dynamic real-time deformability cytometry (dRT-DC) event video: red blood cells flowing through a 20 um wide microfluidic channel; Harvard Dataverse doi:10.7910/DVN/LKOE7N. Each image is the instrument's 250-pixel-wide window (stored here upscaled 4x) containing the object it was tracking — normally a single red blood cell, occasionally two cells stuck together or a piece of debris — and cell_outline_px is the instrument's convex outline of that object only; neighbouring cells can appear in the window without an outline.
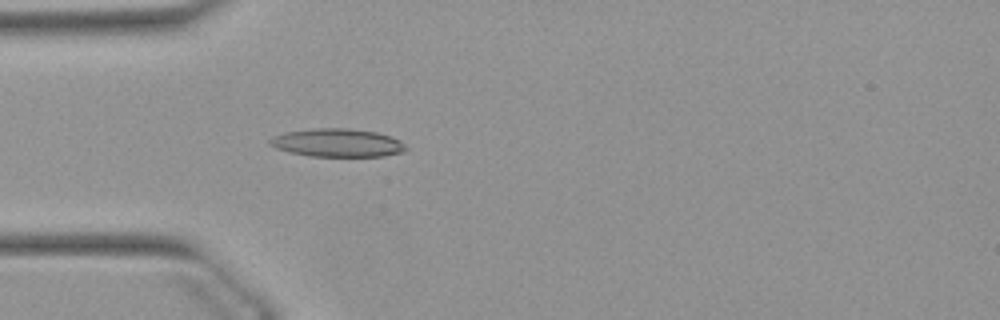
{"species": "Egyptian fruit bat (a non-hibernating species)", "species_latin": "Rousettus aegyptiacus", "temperature_condition": "warm", "stored_images_in_passage": 52, "camera_frame_rate_fps": 3000, "um_per_image_px": 0.085, "animal": {"sex": "female"}, "frame": {"image": 1, "passage_image": 15, "time_ms": 4.667, "image_size_px": [1000, 320], "cell_outline_px": [[408, 148], [404, 152], [384, 156], [308, 156], [288, 152], [276, 148], [268, 144], [268, 140], [272, 136], [284, 132], [312, 128], [348, 128], [376, 132], [400, 140]], "centroid_in_image_um": [28.64, 12.14], "position_along_channel_um": 56.4, "area_um2": 22.54}}
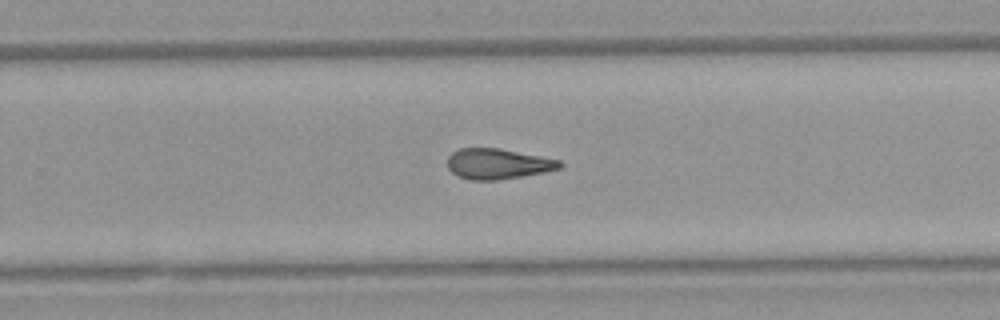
{"frame": {"image": 2, "passage_image": 33, "time_ms": 10.667, "image_size_px": [1000, 320], "cell_outline_px": [[564, 164], [560, 168], [544, 172], [500, 180], [472, 180], [456, 176], [448, 168], [448, 156], [452, 152], [460, 148], [500, 148], [560, 160]], "centroid_in_image_um": [42.3, 13.93], "position_along_channel_um": 287.5, "area_um2": 20.0}}
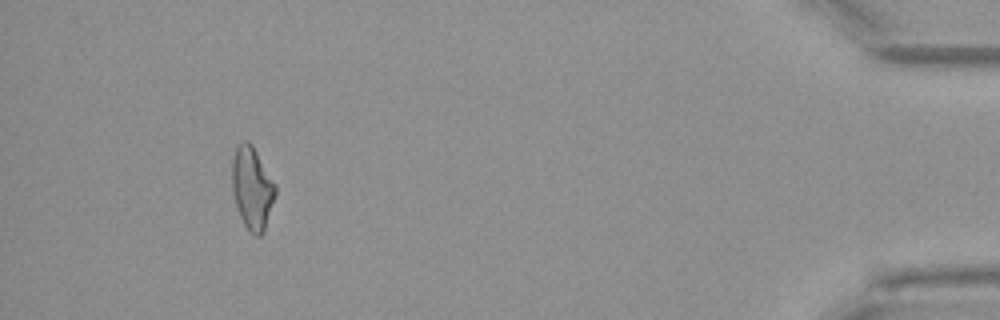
{"frame": {"image": 3, "passage_image": 48, "time_ms": 15.667, "image_size_px": [1000, 320], "cell_outline_px": [[276, 192], [264, 232], [260, 236], [256, 236], [244, 224], [240, 216], [236, 204], [232, 188], [232, 160], [236, 148], [244, 140], [248, 140], [252, 144], [276, 184]], "centroid_in_image_um": [21.44, 15.97], "position_along_channel_um": 413.8, "area_um2": 20.63}, "authors_computed_cell_mechanics": {"area_um2": 20.6346, "velocity_mm_per_s": 3.9235, "shape_relaxation_time_tau1_ms": 7.6616, "shape_relaxation_time_tau2_ms": 5.6552, "deformation_change_tau1": 0.2145, "deformation_change_tau2": 0.1754}}